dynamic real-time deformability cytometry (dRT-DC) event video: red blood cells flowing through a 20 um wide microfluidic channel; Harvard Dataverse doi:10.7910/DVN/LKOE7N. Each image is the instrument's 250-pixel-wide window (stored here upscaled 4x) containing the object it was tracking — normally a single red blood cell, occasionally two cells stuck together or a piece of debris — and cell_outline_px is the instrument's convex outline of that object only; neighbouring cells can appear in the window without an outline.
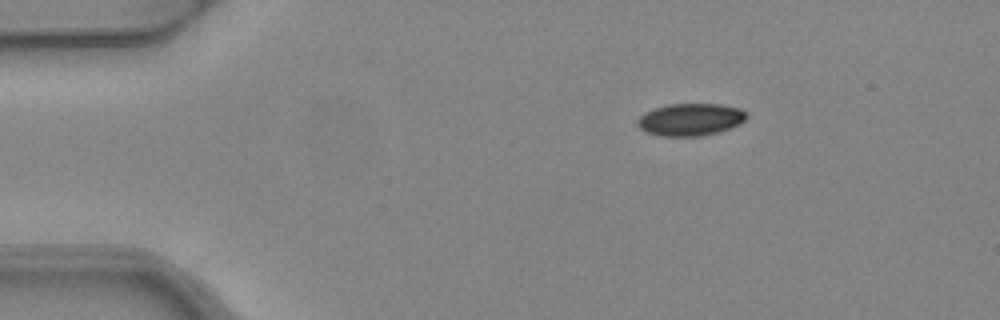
{"species": "common noctule bat (a hibernating species)", "species_latin": "Nyctalus noctula", "temperature_condition": "warm", "stored_images_in_passage": 3, "camera_frame_rate_fps": 3000, "um_per_image_px": 0.085, "animal": {"sex": "female", "body_mass_g": 24.6, "forearm_length_mm": 56.2}, "frame": {"image": 1, "passage_image": 1, "time_ms": 0.0, "image_size_px": [1000, 320], "cell_outline_px": [[748, 116], [740, 124], [732, 128], [720, 132], [700, 136], [660, 136], [644, 132], [636, 124], [636, 120], [640, 116], [656, 108], [668, 104], [720, 104], [740, 108]], "centroid_in_image_um": [58.69, 10.17], "position_along_channel_um": 26.3, "area_um2": 20.63}}